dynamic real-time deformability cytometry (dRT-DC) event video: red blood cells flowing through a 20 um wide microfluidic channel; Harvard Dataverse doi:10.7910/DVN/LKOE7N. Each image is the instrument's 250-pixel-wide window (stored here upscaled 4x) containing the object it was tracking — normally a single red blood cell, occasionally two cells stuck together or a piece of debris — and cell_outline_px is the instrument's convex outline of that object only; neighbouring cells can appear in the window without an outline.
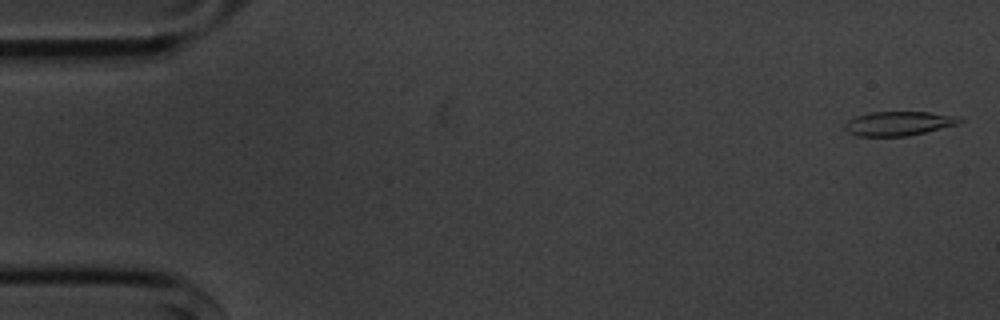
{"species": "common noctule bat (a hibernating species)", "species_latin": "Nyctalus noctula", "temperature_condition": "cold", "stored_images_in_passage": 5, "camera_frame_rate_fps": 3000, "um_per_image_px": 0.085, "animal": {"sex": "male", "body_mass_g": 20.1, "forearm_length_mm": 53.5}, "frame": {"image": 1, "passage_image": 1, "time_ms": 0.0, "image_size_px": [1000, 320], "cell_outline_px": [[964, 120], [956, 124], [908, 136], [856, 136], [848, 132], [844, 128], [844, 124], [848, 120], [856, 116], [872, 112], [928, 112], [960, 116]], "centroid_in_image_um": [76.36, 10.49], "position_along_channel_um": 8.6, "area_um2": 16.13}}